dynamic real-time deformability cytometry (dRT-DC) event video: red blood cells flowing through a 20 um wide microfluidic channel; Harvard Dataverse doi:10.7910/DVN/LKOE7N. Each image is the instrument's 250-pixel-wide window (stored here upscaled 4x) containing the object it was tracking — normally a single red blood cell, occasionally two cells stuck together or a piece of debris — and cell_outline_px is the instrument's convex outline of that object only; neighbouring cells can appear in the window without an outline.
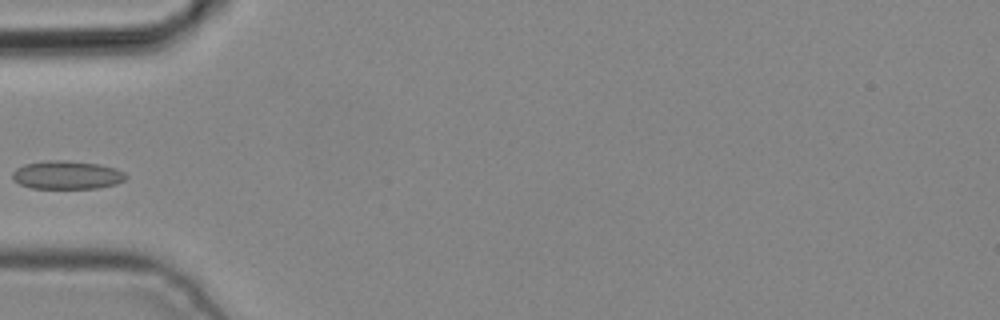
{"species": "common noctule bat (a hibernating species)", "species_latin": "Nyctalus noctula", "temperature_condition": "cold", "stored_images_in_passage": 3, "camera_frame_rate_fps": 3000, "um_per_image_px": 0.085, "animal": {"sex": "male", "body_mass_g": 19.2, "forearm_length_mm": 51.8}, "frame": {"image": 1, "passage_image": 3, "time_ms": 0.667, "image_size_px": [1000, 320], "cell_outline_px": [[128, 176], [124, 180], [116, 184], [96, 188], [32, 188], [20, 184], [12, 180], [12, 172], [16, 168], [24, 164], [44, 160], [68, 160], [100, 164], [116, 168], [124, 172]], "centroid_in_image_um": [5.68, 14.86], "position_along_channel_um": 79.3, "area_um2": 18.96}}